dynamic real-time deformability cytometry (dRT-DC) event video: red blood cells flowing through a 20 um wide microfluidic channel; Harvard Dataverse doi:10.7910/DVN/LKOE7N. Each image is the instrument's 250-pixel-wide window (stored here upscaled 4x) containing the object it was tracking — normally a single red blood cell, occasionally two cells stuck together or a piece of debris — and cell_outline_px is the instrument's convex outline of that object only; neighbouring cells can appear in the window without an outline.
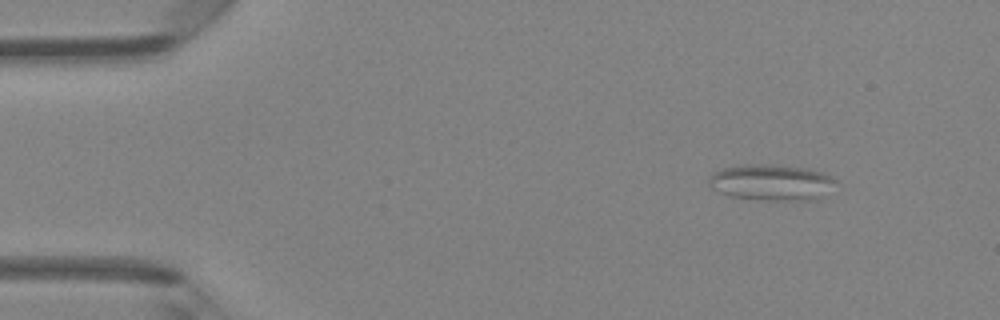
{"species": "Egyptian fruit bat (a non-hibernating species)", "species_latin": "Rousettus aegyptiacus", "temperature_condition": "room temperature", "stored_images_in_passage": 4, "camera_frame_rate_fps": 3000, "um_per_image_px": 0.085, "animal": {"sex": "female"}, "frame": {"image": 1, "passage_image": 1, "time_ms": 0.0, "image_size_px": [1000, 320], "cell_outline_px": [[836, 180], [816, 200], [764, 200], [732, 196], [720, 192], [712, 188], [708, 184], [708, 180], [712, 172], [724, 168], [740, 164], [780, 164], [808, 168], [824, 172], [832, 176]], "centroid_in_image_um": [65.53, 15.47], "position_along_channel_um": 19.5, "area_um2": 26.7}}